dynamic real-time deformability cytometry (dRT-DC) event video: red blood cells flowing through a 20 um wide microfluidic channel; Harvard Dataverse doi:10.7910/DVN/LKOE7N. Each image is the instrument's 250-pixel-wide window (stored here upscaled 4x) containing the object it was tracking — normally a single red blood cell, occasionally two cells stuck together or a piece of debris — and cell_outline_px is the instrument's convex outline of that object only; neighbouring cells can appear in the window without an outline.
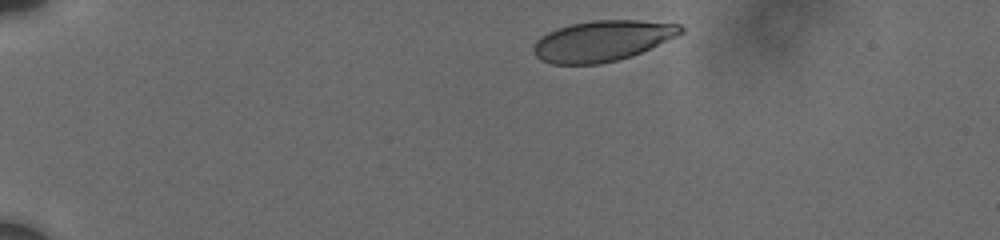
{"species": "human", "species_latin": "Homo sapiens", "temperature_condition": "cold", "stored_images_in_passage": 9, "camera_frame_rate_fps": 3000, "um_per_image_px": 0.085, "donor": {"sex": "male"}, "frame": {"image": 1, "passage_image": 1, "time_ms": 0.0, "image_size_px": [1000, 240], "cell_outline_px": [[684, 32], [676, 36], [632, 56], [600, 64], [552, 64], [540, 60], [532, 52], [532, 48], [536, 40], [540, 36], [548, 32], [572, 24], [592, 20], [640, 20], [680, 24], [684, 28]], "centroid_in_image_um": [51.17, 3.47], "position_along_channel_um": 33.8, "area_um2": 34.85}}
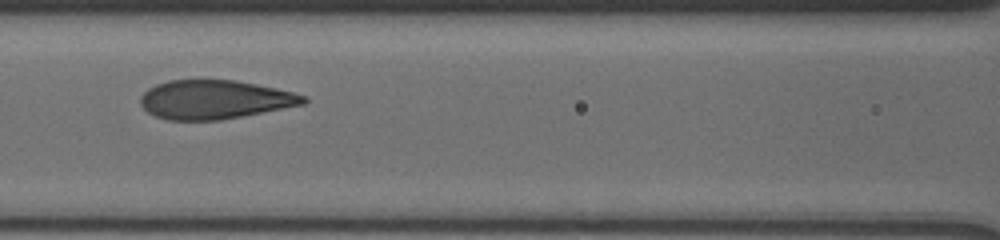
{"frame": {"image": 2, "passage_image": 7, "time_ms": 5.333, "image_size_px": [1000, 240], "cell_outline_px": [[308, 100], [304, 104], [220, 120], [168, 120], [156, 116], [148, 112], [140, 104], [140, 96], [148, 88], [156, 84], [168, 80], [236, 80], [276, 88], [292, 92], [304, 96]], "centroid_in_image_um": [18.21, 8.46], "position_along_channel_um": 148.4, "area_um2": 36.7}}
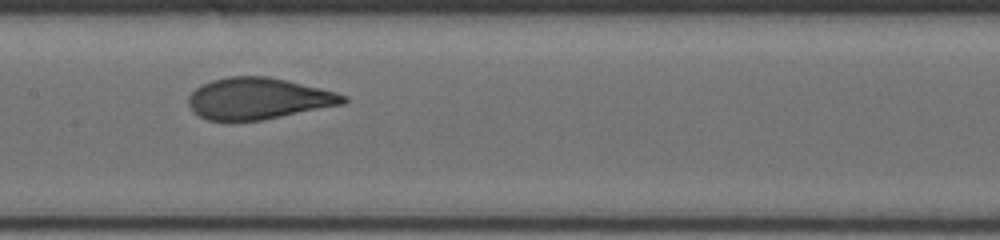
{"frame": {"image": 3, "passage_image": 8, "time_ms": 6.333, "image_size_px": [1000, 240], "cell_outline_px": [[348, 100], [344, 104], [260, 120], [208, 120], [192, 112], [188, 104], [188, 96], [196, 88], [212, 80], [228, 76], [268, 76], [320, 88], [336, 92], [348, 96]], "centroid_in_image_um": [21.95, 8.37], "position_along_channel_um": 185.4, "area_um2": 37.17}}